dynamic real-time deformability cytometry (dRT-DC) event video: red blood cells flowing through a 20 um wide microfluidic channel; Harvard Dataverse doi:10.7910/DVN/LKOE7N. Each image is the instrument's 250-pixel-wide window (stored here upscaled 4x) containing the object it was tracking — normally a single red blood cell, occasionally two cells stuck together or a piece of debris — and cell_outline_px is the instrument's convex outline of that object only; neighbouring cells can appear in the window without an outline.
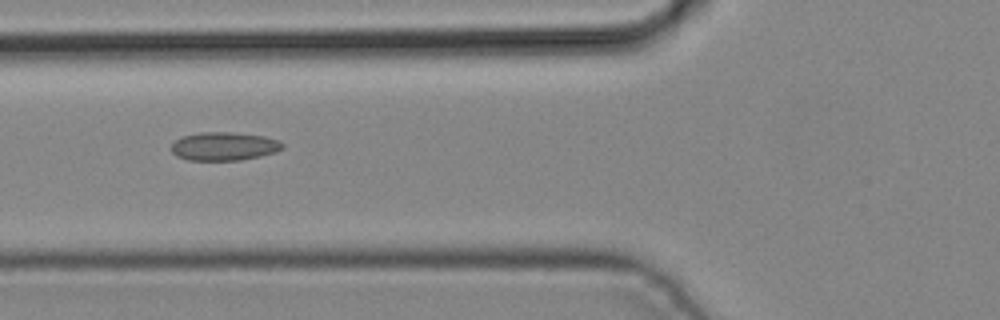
{"species": "common noctule bat (a hibernating species)", "species_latin": "Nyctalus noctula", "temperature_condition": "cold", "stored_images_in_passage": 6, "camera_frame_rate_fps": 3000, "um_per_image_px": 0.085, "animal": {"sex": "male", "body_mass_g": 19.2, "forearm_length_mm": 51.8}, "frame": {"image": 1, "passage_image": 6, "time_ms": 1.667, "image_size_px": [1000, 320], "cell_outline_px": [[284, 148], [276, 152], [260, 156], [240, 160], [188, 160], [176, 156], [172, 152], [172, 144], [176, 140], [184, 136], [200, 132], [232, 132], [264, 136], [280, 140], [284, 144]], "centroid_in_image_um": [19.08, 12.43], "position_along_channel_um": 106.7, "area_um2": 18.44}}